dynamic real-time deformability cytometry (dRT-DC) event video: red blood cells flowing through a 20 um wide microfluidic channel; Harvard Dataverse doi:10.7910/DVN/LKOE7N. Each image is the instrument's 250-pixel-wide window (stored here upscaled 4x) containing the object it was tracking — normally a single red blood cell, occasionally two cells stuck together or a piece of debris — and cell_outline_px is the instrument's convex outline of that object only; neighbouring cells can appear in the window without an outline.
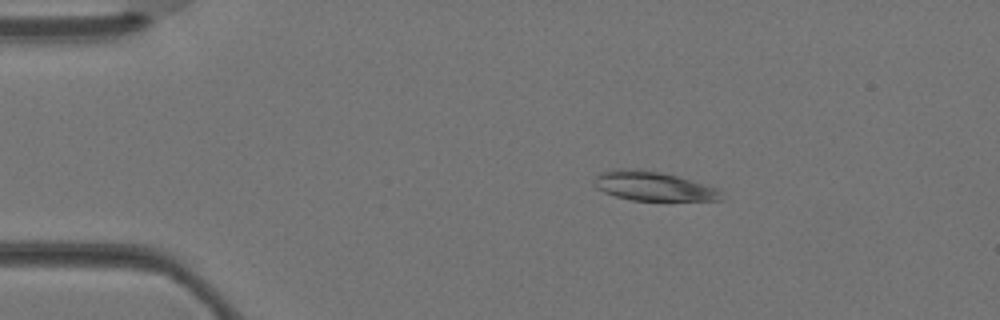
{"species": "Egyptian fruit bat (a non-hibernating species)", "species_latin": "Rousettus aegyptiacus", "temperature_condition": "warm", "stored_images_in_passage": 2, "camera_frame_rate_fps": 3000, "um_per_image_px": 0.085, "animal": {"sex": "female"}, "frame": {"image": 1, "passage_image": 1, "time_ms": 0.0, "image_size_px": [1000, 320], "cell_outline_px": [[724, 200], [632, 200], [616, 196], [604, 192], [596, 188], [592, 184], [592, 180], [600, 172], [612, 168], [636, 168], [660, 172], [676, 176], [716, 188], [724, 192]], "centroid_in_image_um": [55.47, 15.81], "position_along_channel_um": 29.5, "area_um2": 21.79}}